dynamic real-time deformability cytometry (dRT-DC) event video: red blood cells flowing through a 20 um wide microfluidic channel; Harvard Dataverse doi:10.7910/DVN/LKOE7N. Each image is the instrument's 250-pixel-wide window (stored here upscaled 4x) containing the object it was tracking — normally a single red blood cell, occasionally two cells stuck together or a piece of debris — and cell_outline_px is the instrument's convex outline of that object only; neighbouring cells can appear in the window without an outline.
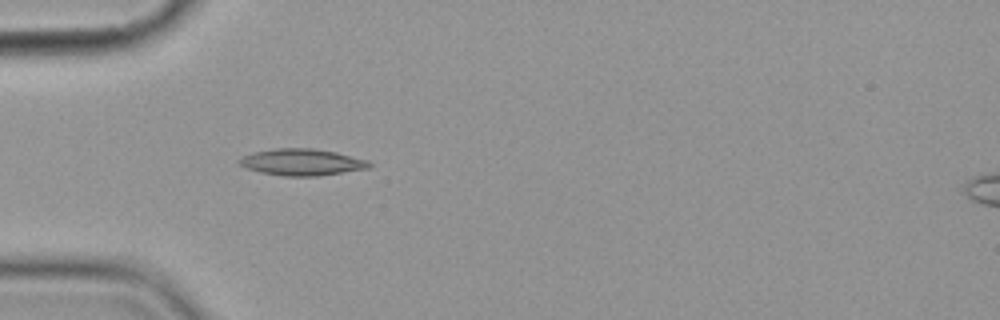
{"species": "common noctule bat (a hibernating species)", "species_latin": "Nyctalus noctula", "temperature_condition": "cold", "stored_images_in_passage": 6, "camera_frame_rate_fps": 3000, "um_per_image_px": 0.085, "animal": {"sex": "female", "body_mass_g": 19.9}, "frame": {"image": 1, "passage_image": 6, "time_ms": 7.0, "image_size_px": [1000, 320], "cell_outline_px": [[372, 168], [316, 176], [284, 176], [260, 172], [236, 164], [236, 160], [240, 156], [252, 152], [276, 148], [312, 148], [336, 152], [368, 160], [372, 164]], "centroid_in_image_um": [25.63, 13.78], "position_along_channel_um": 59.4, "area_um2": 20.4}}